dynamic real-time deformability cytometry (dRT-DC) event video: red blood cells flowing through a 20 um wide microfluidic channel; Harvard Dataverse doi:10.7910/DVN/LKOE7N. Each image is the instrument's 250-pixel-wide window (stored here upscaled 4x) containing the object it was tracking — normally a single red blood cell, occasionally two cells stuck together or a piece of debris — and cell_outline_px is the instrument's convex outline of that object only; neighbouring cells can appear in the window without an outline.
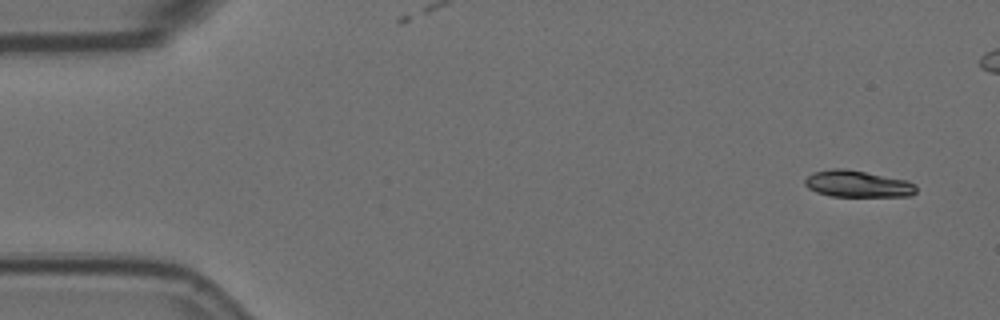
{"species": "Egyptian fruit bat (a non-hibernating species)", "species_latin": "Rousettus aegyptiacus", "temperature_condition": "room temperature", "stored_images_in_passage": 7, "segment_of_instrument_passage": [1, 2], "camera_frame_rate_fps": 3000, "um_per_image_px": 0.085, "animal": {"sex": "female"}, "frame": {"image": 1, "passage_image": 1, "time_ms": 0.0, "image_size_px": [1000, 320], "cell_outline_px": [[916, 192], [912, 196], [832, 196], [816, 192], [808, 188], [804, 184], [804, 180], [812, 172], [832, 168], [844, 168], [908, 180], [916, 184]], "centroid_in_image_um": [72.9, 15.62], "position_along_channel_um": 12.1, "area_um2": 17.4}}
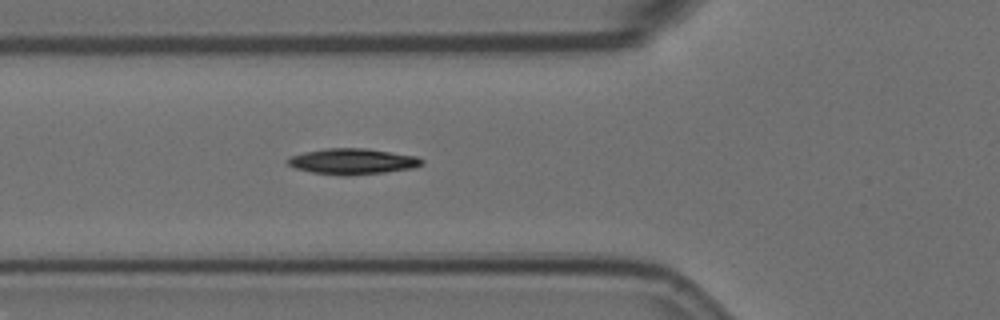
{"frame": {"image": 2, "passage_image": 6, "time_ms": 1.667, "image_size_px": [1000, 320], "cell_outline_px": [[424, 164], [416, 168], [384, 172], [348, 176], [340, 176], [312, 172], [296, 168], [288, 164], [284, 160], [288, 156], [304, 152], [324, 148], [364, 148], [416, 156], [424, 160]], "centroid_in_image_um": [29.95, 13.72], "position_along_channel_um": 95.9, "area_um2": 20.4}}